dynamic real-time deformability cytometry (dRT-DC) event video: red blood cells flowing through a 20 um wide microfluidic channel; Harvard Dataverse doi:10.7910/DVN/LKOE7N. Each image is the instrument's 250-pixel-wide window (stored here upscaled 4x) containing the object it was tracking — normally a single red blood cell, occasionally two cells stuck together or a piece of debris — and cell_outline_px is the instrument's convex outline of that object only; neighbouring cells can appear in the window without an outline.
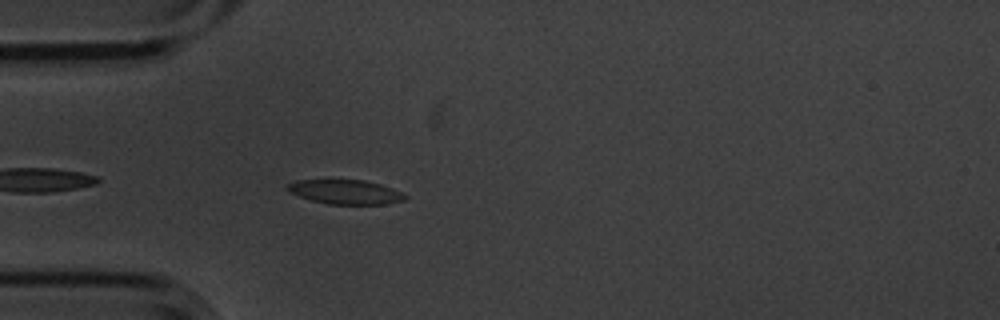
{"species": "common noctule bat (a hibernating species)", "species_latin": "Nyctalus noctula", "temperature_condition": "cold", "stored_images_in_passage": 20, "camera_frame_rate_fps": 3000, "um_per_image_px": 0.085, "animal": {"sex": "male", "body_mass_g": 20.1, "forearm_length_mm": 53.5}, "frame": {"image": 1, "passage_image": 4, "time_ms": 1.0, "image_size_px": [1000, 320], "cell_outline_px": [[408, 196], [404, 200], [384, 204], [328, 204], [312, 200], [288, 192], [284, 188], [288, 184], [296, 180], [328, 176], [364, 180], [380, 184], [392, 188]], "centroid_in_image_um": [29.26, 16.25], "position_along_channel_um": 55.7, "area_um2": 17.57}}
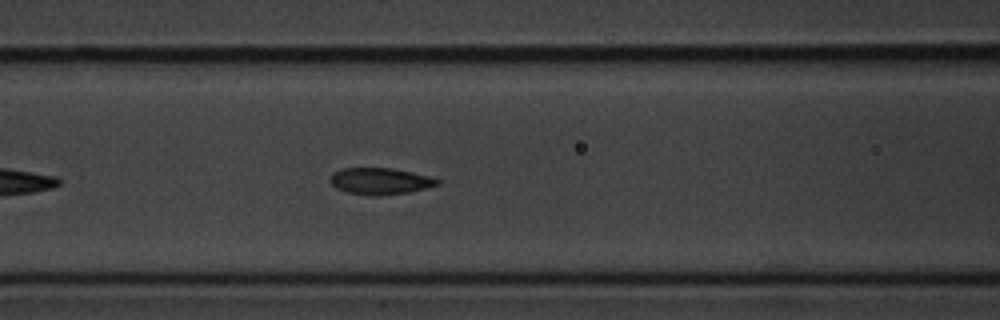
{"frame": {"image": 2, "passage_image": 11, "time_ms": 3.333, "image_size_px": [1000, 320], "cell_outline_px": [[440, 184], [408, 192], [380, 196], [368, 196], [348, 192], [336, 188], [328, 180], [332, 172], [344, 168], [392, 168], [428, 176], [440, 180]], "centroid_in_image_um": [32.26, 15.4], "position_along_channel_um": 134.3, "area_um2": 16.59}}
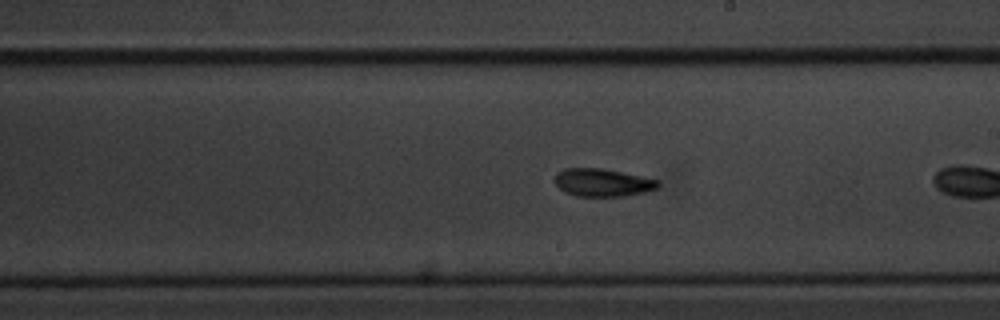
{"frame": {"image": 3, "passage_image": 17, "time_ms": 5.333, "image_size_px": [1000, 320], "cell_outline_px": [[660, 184], [656, 188], [644, 192], [624, 196], [576, 196], [564, 192], [556, 184], [556, 172], [564, 168], [604, 168], [660, 180]], "centroid_in_image_um": [51.22, 15.51], "position_along_channel_um": 237.8, "area_um2": 16.76}}